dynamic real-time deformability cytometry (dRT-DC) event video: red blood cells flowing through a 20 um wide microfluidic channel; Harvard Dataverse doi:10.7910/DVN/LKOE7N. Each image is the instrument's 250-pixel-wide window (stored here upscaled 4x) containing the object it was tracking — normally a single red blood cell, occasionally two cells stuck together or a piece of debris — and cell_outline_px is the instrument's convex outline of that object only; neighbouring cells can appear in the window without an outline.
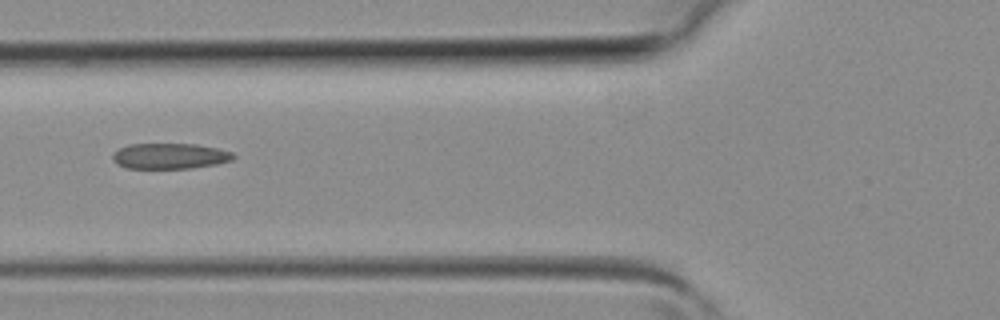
{"species": "common noctule bat (a hibernating species)", "species_latin": "Nyctalus noctula", "temperature_condition": "room temperature", "stored_images_in_passage": 6, "camera_frame_rate_fps": 3000, "um_per_image_px": 0.085, "animal": {"sex": "female", "body_mass_g": 19.3, "forearm_length_mm": 54.1}, "frame": {"image": 1, "passage_image": 6, "time_ms": 1.667, "image_size_px": [1000, 320], "cell_outline_px": [[236, 156], [232, 160], [216, 164], [192, 168], [128, 168], [116, 164], [112, 160], [112, 156], [120, 148], [128, 144], [196, 144], [216, 148], [232, 152]], "centroid_in_image_um": [14.44, 13.26], "position_along_channel_um": 111.4, "area_um2": 17.98}}